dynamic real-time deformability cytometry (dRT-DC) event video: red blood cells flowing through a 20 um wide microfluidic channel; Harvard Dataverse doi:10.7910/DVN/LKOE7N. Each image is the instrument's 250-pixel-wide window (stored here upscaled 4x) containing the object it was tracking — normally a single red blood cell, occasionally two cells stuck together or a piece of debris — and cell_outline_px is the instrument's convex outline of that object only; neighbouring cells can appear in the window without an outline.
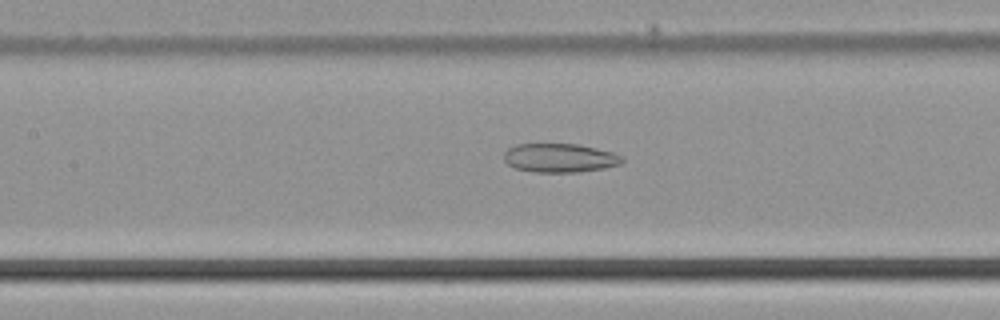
{"species": "common noctule bat (a hibernating species)", "species_latin": "Nyctalus noctula", "temperature_condition": "cold", "stored_images_in_passage": 46, "camera_frame_rate_fps": 3000, "um_per_image_px": 0.085, "animal": {"sex": "male", "body_mass_g": 21.5, "forearm_length_mm": 52.0}, "frame": {"image": 1, "passage_image": 19, "time_ms": 6.0, "image_size_px": [1000, 320], "cell_outline_px": [[624, 160], [620, 164], [604, 168], [580, 172], [536, 172], [516, 168], [508, 164], [504, 160], [504, 152], [508, 148], [516, 144], [576, 144], [596, 148], [612, 152], [624, 156]], "centroid_in_image_um": [47.59, 13.42], "position_along_channel_um": 159.8, "area_um2": 19.88}}
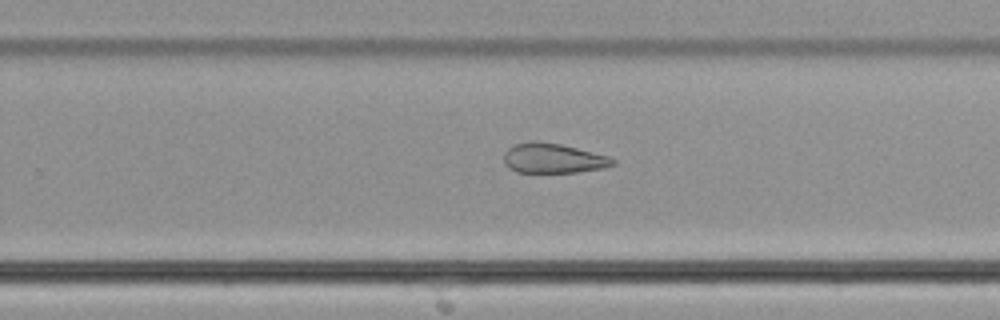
{"frame": {"image": 2, "passage_image": 28, "time_ms": 9.0, "image_size_px": [1000, 320], "cell_outline_px": [[616, 164], [604, 168], [576, 172], [516, 172], [508, 168], [504, 164], [504, 152], [512, 144], [528, 140], [532, 140], [560, 144], [608, 156], [616, 160]], "centroid_in_image_um": [46.97, 13.44], "position_along_channel_um": 282.8, "area_um2": 19.07}}
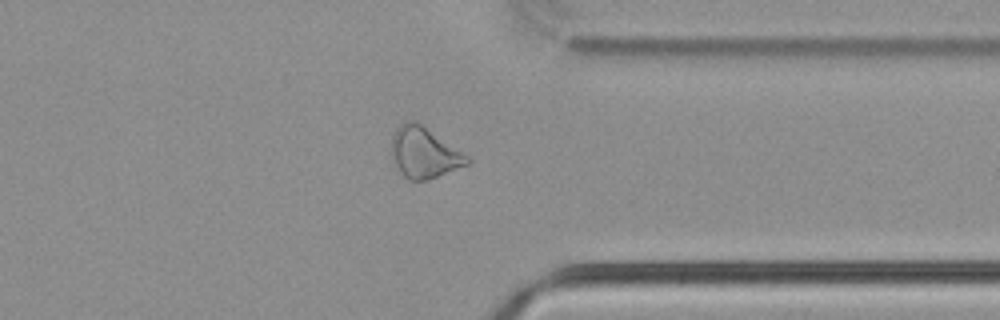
{"frame": {"image": 3, "passage_image": 35, "time_ms": 11.333, "image_size_px": [1000, 320], "cell_outline_px": [[472, 160], [468, 164], [428, 180], [408, 180], [400, 172], [392, 156], [392, 136], [396, 128], [400, 124], [408, 120], [416, 120], [468, 156]], "centroid_in_image_um": [36.04, 12.96], "position_along_channel_um": 375.4, "area_um2": 22.2}}